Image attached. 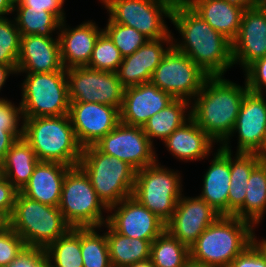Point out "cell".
<instances>
[{
	"label": "cell",
	"instance_id": "6da1fadb",
	"mask_svg": "<svg viewBox=\"0 0 266 267\" xmlns=\"http://www.w3.org/2000/svg\"><path fill=\"white\" fill-rule=\"evenodd\" d=\"M170 20L182 37V42L176 39L172 45L208 76H223L233 66L232 42L214 30L184 0L176 1Z\"/></svg>",
	"mask_w": 266,
	"mask_h": 267
},
{
	"label": "cell",
	"instance_id": "7a4b0ae2",
	"mask_svg": "<svg viewBox=\"0 0 266 267\" xmlns=\"http://www.w3.org/2000/svg\"><path fill=\"white\" fill-rule=\"evenodd\" d=\"M244 87L223 78L208 76L193 99L191 118L215 142L222 144L231 134L245 94Z\"/></svg>",
	"mask_w": 266,
	"mask_h": 267
},
{
	"label": "cell",
	"instance_id": "3957f363",
	"mask_svg": "<svg viewBox=\"0 0 266 267\" xmlns=\"http://www.w3.org/2000/svg\"><path fill=\"white\" fill-rule=\"evenodd\" d=\"M254 226L233 215H220L189 248L190 258L211 267H229L252 242Z\"/></svg>",
	"mask_w": 266,
	"mask_h": 267
},
{
	"label": "cell",
	"instance_id": "277c9868",
	"mask_svg": "<svg viewBox=\"0 0 266 267\" xmlns=\"http://www.w3.org/2000/svg\"><path fill=\"white\" fill-rule=\"evenodd\" d=\"M23 139L39 161L78 166L83 147L79 144L68 114L26 118L22 122Z\"/></svg>",
	"mask_w": 266,
	"mask_h": 267
},
{
	"label": "cell",
	"instance_id": "5b68a950",
	"mask_svg": "<svg viewBox=\"0 0 266 267\" xmlns=\"http://www.w3.org/2000/svg\"><path fill=\"white\" fill-rule=\"evenodd\" d=\"M10 227L21 236L26 247L44 249L72 228L58 207L30 199L20 191L10 216Z\"/></svg>",
	"mask_w": 266,
	"mask_h": 267
},
{
	"label": "cell",
	"instance_id": "8992f818",
	"mask_svg": "<svg viewBox=\"0 0 266 267\" xmlns=\"http://www.w3.org/2000/svg\"><path fill=\"white\" fill-rule=\"evenodd\" d=\"M78 165L88 175L98 198L107 208L132 195L136 170L125 161L91 145L83 148Z\"/></svg>",
	"mask_w": 266,
	"mask_h": 267
},
{
	"label": "cell",
	"instance_id": "52a82bcc",
	"mask_svg": "<svg viewBox=\"0 0 266 267\" xmlns=\"http://www.w3.org/2000/svg\"><path fill=\"white\" fill-rule=\"evenodd\" d=\"M58 208L72 228H101L108 220V216L102 215L103 209L108 212V208L79 165L71 167L64 177Z\"/></svg>",
	"mask_w": 266,
	"mask_h": 267
},
{
	"label": "cell",
	"instance_id": "ba28073f",
	"mask_svg": "<svg viewBox=\"0 0 266 267\" xmlns=\"http://www.w3.org/2000/svg\"><path fill=\"white\" fill-rule=\"evenodd\" d=\"M21 96L19 104L23 119L68 114L70 100L66 71L26 73Z\"/></svg>",
	"mask_w": 266,
	"mask_h": 267
},
{
	"label": "cell",
	"instance_id": "9c48e42d",
	"mask_svg": "<svg viewBox=\"0 0 266 267\" xmlns=\"http://www.w3.org/2000/svg\"><path fill=\"white\" fill-rule=\"evenodd\" d=\"M159 165L157 160L136 171L132 196L166 224L182 195V178L178 171Z\"/></svg>",
	"mask_w": 266,
	"mask_h": 267
},
{
	"label": "cell",
	"instance_id": "30bf717a",
	"mask_svg": "<svg viewBox=\"0 0 266 267\" xmlns=\"http://www.w3.org/2000/svg\"><path fill=\"white\" fill-rule=\"evenodd\" d=\"M109 18L132 27L149 40L167 37L171 31L163 17L171 19L177 0H100Z\"/></svg>",
	"mask_w": 266,
	"mask_h": 267
},
{
	"label": "cell",
	"instance_id": "8fae6325",
	"mask_svg": "<svg viewBox=\"0 0 266 267\" xmlns=\"http://www.w3.org/2000/svg\"><path fill=\"white\" fill-rule=\"evenodd\" d=\"M207 77L186 54L172 45L154 70L150 82L174 99L192 102Z\"/></svg>",
	"mask_w": 266,
	"mask_h": 267
},
{
	"label": "cell",
	"instance_id": "7c38bea8",
	"mask_svg": "<svg viewBox=\"0 0 266 267\" xmlns=\"http://www.w3.org/2000/svg\"><path fill=\"white\" fill-rule=\"evenodd\" d=\"M70 102H94L121 109L124 87L117 73L88 67L66 69Z\"/></svg>",
	"mask_w": 266,
	"mask_h": 267
},
{
	"label": "cell",
	"instance_id": "4fadbf2b",
	"mask_svg": "<svg viewBox=\"0 0 266 267\" xmlns=\"http://www.w3.org/2000/svg\"><path fill=\"white\" fill-rule=\"evenodd\" d=\"M94 146L106 155L115 156L132 166L136 171L157 161L154 145L142 127L120 122Z\"/></svg>",
	"mask_w": 266,
	"mask_h": 267
},
{
	"label": "cell",
	"instance_id": "5bb4252c",
	"mask_svg": "<svg viewBox=\"0 0 266 267\" xmlns=\"http://www.w3.org/2000/svg\"><path fill=\"white\" fill-rule=\"evenodd\" d=\"M107 223L118 233L153 242L164 230L165 223L132 195L108 208ZM114 213H113V212Z\"/></svg>",
	"mask_w": 266,
	"mask_h": 267
},
{
	"label": "cell",
	"instance_id": "9a60e30c",
	"mask_svg": "<svg viewBox=\"0 0 266 267\" xmlns=\"http://www.w3.org/2000/svg\"><path fill=\"white\" fill-rule=\"evenodd\" d=\"M68 115L83 148L97 143L120 123V109L94 102H70Z\"/></svg>",
	"mask_w": 266,
	"mask_h": 267
},
{
	"label": "cell",
	"instance_id": "2e32d148",
	"mask_svg": "<svg viewBox=\"0 0 266 267\" xmlns=\"http://www.w3.org/2000/svg\"><path fill=\"white\" fill-rule=\"evenodd\" d=\"M237 132L236 152L257 153L266 136V100L264 94L248 91L242 101L232 134L220 145L230 151V137ZM229 142V143H228Z\"/></svg>",
	"mask_w": 266,
	"mask_h": 267
},
{
	"label": "cell",
	"instance_id": "e0dca14e",
	"mask_svg": "<svg viewBox=\"0 0 266 267\" xmlns=\"http://www.w3.org/2000/svg\"><path fill=\"white\" fill-rule=\"evenodd\" d=\"M219 216L220 214L199 196L191 198L181 195L171 219L165 224V229L190 248Z\"/></svg>",
	"mask_w": 266,
	"mask_h": 267
},
{
	"label": "cell",
	"instance_id": "ac0fdd59",
	"mask_svg": "<svg viewBox=\"0 0 266 267\" xmlns=\"http://www.w3.org/2000/svg\"><path fill=\"white\" fill-rule=\"evenodd\" d=\"M232 53L233 65L241 64L244 70L266 56V5L245 9L238 35L232 41Z\"/></svg>",
	"mask_w": 266,
	"mask_h": 267
},
{
	"label": "cell",
	"instance_id": "d6986e66",
	"mask_svg": "<svg viewBox=\"0 0 266 267\" xmlns=\"http://www.w3.org/2000/svg\"><path fill=\"white\" fill-rule=\"evenodd\" d=\"M173 34L158 40H148L133 54L123 57L117 70L118 79L124 88L151 81L152 74L160 64L164 54L172 46ZM166 47L164 49L163 44Z\"/></svg>",
	"mask_w": 266,
	"mask_h": 267
},
{
	"label": "cell",
	"instance_id": "ffe728a7",
	"mask_svg": "<svg viewBox=\"0 0 266 267\" xmlns=\"http://www.w3.org/2000/svg\"><path fill=\"white\" fill-rule=\"evenodd\" d=\"M174 98L151 82L124 89L120 122L143 127L155 113L164 109Z\"/></svg>",
	"mask_w": 266,
	"mask_h": 267
},
{
	"label": "cell",
	"instance_id": "44dd1931",
	"mask_svg": "<svg viewBox=\"0 0 266 267\" xmlns=\"http://www.w3.org/2000/svg\"><path fill=\"white\" fill-rule=\"evenodd\" d=\"M66 71L61 61L59 38L41 35L21 37L17 73Z\"/></svg>",
	"mask_w": 266,
	"mask_h": 267
},
{
	"label": "cell",
	"instance_id": "7402d4cb",
	"mask_svg": "<svg viewBox=\"0 0 266 267\" xmlns=\"http://www.w3.org/2000/svg\"><path fill=\"white\" fill-rule=\"evenodd\" d=\"M65 21L61 22L58 33L63 67H85L89 64L96 41L103 29L98 28L92 20L75 28H67Z\"/></svg>",
	"mask_w": 266,
	"mask_h": 267
},
{
	"label": "cell",
	"instance_id": "603a6c76",
	"mask_svg": "<svg viewBox=\"0 0 266 267\" xmlns=\"http://www.w3.org/2000/svg\"><path fill=\"white\" fill-rule=\"evenodd\" d=\"M70 168L59 162L39 161L20 192L40 203L58 207L64 177Z\"/></svg>",
	"mask_w": 266,
	"mask_h": 267
},
{
	"label": "cell",
	"instance_id": "cb8c5ba5",
	"mask_svg": "<svg viewBox=\"0 0 266 267\" xmlns=\"http://www.w3.org/2000/svg\"><path fill=\"white\" fill-rule=\"evenodd\" d=\"M211 165L203 176V190L199 195L220 215H228L230 187V151L221 147L214 153Z\"/></svg>",
	"mask_w": 266,
	"mask_h": 267
},
{
	"label": "cell",
	"instance_id": "d4e9b609",
	"mask_svg": "<svg viewBox=\"0 0 266 267\" xmlns=\"http://www.w3.org/2000/svg\"><path fill=\"white\" fill-rule=\"evenodd\" d=\"M214 30L231 42L237 37L245 8L229 0H184Z\"/></svg>",
	"mask_w": 266,
	"mask_h": 267
},
{
	"label": "cell",
	"instance_id": "484cf974",
	"mask_svg": "<svg viewBox=\"0 0 266 267\" xmlns=\"http://www.w3.org/2000/svg\"><path fill=\"white\" fill-rule=\"evenodd\" d=\"M213 142L215 143L192 118L163 141L174 157L186 162L208 157L212 152Z\"/></svg>",
	"mask_w": 266,
	"mask_h": 267
},
{
	"label": "cell",
	"instance_id": "4316f807",
	"mask_svg": "<svg viewBox=\"0 0 266 267\" xmlns=\"http://www.w3.org/2000/svg\"><path fill=\"white\" fill-rule=\"evenodd\" d=\"M39 160L31 146L19 138L1 162V172L13 186L21 191L28 183Z\"/></svg>",
	"mask_w": 266,
	"mask_h": 267
},
{
	"label": "cell",
	"instance_id": "83f0119b",
	"mask_svg": "<svg viewBox=\"0 0 266 267\" xmlns=\"http://www.w3.org/2000/svg\"><path fill=\"white\" fill-rule=\"evenodd\" d=\"M104 226L108 230L106 238L112 267H126L150 258L151 241L124 236L116 232L107 222Z\"/></svg>",
	"mask_w": 266,
	"mask_h": 267
},
{
	"label": "cell",
	"instance_id": "f1b7e54d",
	"mask_svg": "<svg viewBox=\"0 0 266 267\" xmlns=\"http://www.w3.org/2000/svg\"><path fill=\"white\" fill-rule=\"evenodd\" d=\"M266 212V161L261 160L251 172L243 205L233 214L251 223L259 224Z\"/></svg>",
	"mask_w": 266,
	"mask_h": 267
},
{
	"label": "cell",
	"instance_id": "f546056e",
	"mask_svg": "<svg viewBox=\"0 0 266 267\" xmlns=\"http://www.w3.org/2000/svg\"><path fill=\"white\" fill-rule=\"evenodd\" d=\"M190 107L191 102L188 100L174 99L164 109L150 117L142 127L150 142L153 144L154 138L164 141L174 130L187 122L191 118Z\"/></svg>",
	"mask_w": 266,
	"mask_h": 267
},
{
	"label": "cell",
	"instance_id": "4dcf8cb0",
	"mask_svg": "<svg viewBox=\"0 0 266 267\" xmlns=\"http://www.w3.org/2000/svg\"><path fill=\"white\" fill-rule=\"evenodd\" d=\"M232 159L230 152V189L228 192V215H233L244 203L248 179L253 168L261 161L256 153L237 152Z\"/></svg>",
	"mask_w": 266,
	"mask_h": 267
},
{
	"label": "cell",
	"instance_id": "1f68e13d",
	"mask_svg": "<svg viewBox=\"0 0 266 267\" xmlns=\"http://www.w3.org/2000/svg\"><path fill=\"white\" fill-rule=\"evenodd\" d=\"M46 261L52 267H83L81 228H71L45 248Z\"/></svg>",
	"mask_w": 266,
	"mask_h": 267
},
{
	"label": "cell",
	"instance_id": "d6a6232c",
	"mask_svg": "<svg viewBox=\"0 0 266 267\" xmlns=\"http://www.w3.org/2000/svg\"><path fill=\"white\" fill-rule=\"evenodd\" d=\"M14 21L22 36L41 35L52 37L59 30L61 21L51 12L33 7H14Z\"/></svg>",
	"mask_w": 266,
	"mask_h": 267
},
{
	"label": "cell",
	"instance_id": "836d02e7",
	"mask_svg": "<svg viewBox=\"0 0 266 267\" xmlns=\"http://www.w3.org/2000/svg\"><path fill=\"white\" fill-rule=\"evenodd\" d=\"M189 248L166 229L151 243L150 259L155 267H184Z\"/></svg>",
	"mask_w": 266,
	"mask_h": 267
},
{
	"label": "cell",
	"instance_id": "e575fe53",
	"mask_svg": "<svg viewBox=\"0 0 266 267\" xmlns=\"http://www.w3.org/2000/svg\"><path fill=\"white\" fill-rule=\"evenodd\" d=\"M97 227L81 228L83 267H112L106 232L98 234Z\"/></svg>",
	"mask_w": 266,
	"mask_h": 267
},
{
	"label": "cell",
	"instance_id": "d590c367",
	"mask_svg": "<svg viewBox=\"0 0 266 267\" xmlns=\"http://www.w3.org/2000/svg\"><path fill=\"white\" fill-rule=\"evenodd\" d=\"M123 61L120 50L114 45L109 36L102 31L92 52L88 68L100 71L117 72Z\"/></svg>",
	"mask_w": 266,
	"mask_h": 267
},
{
	"label": "cell",
	"instance_id": "8d00e7d4",
	"mask_svg": "<svg viewBox=\"0 0 266 267\" xmlns=\"http://www.w3.org/2000/svg\"><path fill=\"white\" fill-rule=\"evenodd\" d=\"M103 31L109 36L123 57L133 54L149 39L136 29L113 22L108 18Z\"/></svg>",
	"mask_w": 266,
	"mask_h": 267
},
{
	"label": "cell",
	"instance_id": "74e56055",
	"mask_svg": "<svg viewBox=\"0 0 266 267\" xmlns=\"http://www.w3.org/2000/svg\"><path fill=\"white\" fill-rule=\"evenodd\" d=\"M21 37L14 20L0 18V64L17 65Z\"/></svg>",
	"mask_w": 266,
	"mask_h": 267
},
{
	"label": "cell",
	"instance_id": "f35d334b",
	"mask_svg": "<svg viewBox=\"0 0 266 267\" xmlns=\"http://www.w3.org/2000/svg\"><path fill=\"white\" fill-rule=\"evenodd\" d=\"M25 247L24 240L11 227L0 233V267L10 265Z\"/></svg>",
	"mask_w": 266,
	"mask_h": 267
},
{
	"label": "cell",
	"instance_id": "ab89813d",
	"mask_svg": "<svg viewBox=\"0 0 266 267\" xmlns=\"http://www.w3.org/2000/svg\"><path fill=\"white\" fill-rule=\"evenodd\" d=\"M21 120H24L21 106L16 107L8 99L0 97V127L9 133H23V125H19Z\"/></svg>",
	"mask_w": 266,
	"mask_h": 267
},
{
	"label": "cell",
	"instance_id": "60d3db41",
	"mask_svg": "<svg viewBox=\"0 0 266 267\" xmlns=\"http://www.w3.org/2000/svg\"><path fill=\"white\" fill-rule=\"evenodd\" d=\"M244 71L249 91L264 94L262 89L266 87V56L254 61Z\"/></svg>",
	"mask_w": 266,
	"mask_h": 267
},
{
	"label": "cell",
	"instance_id": "b9f144b4",
	"mask_svg": "<svg viewBox=\"0 0 266 267\" xmlns=\"http://www.w3.org/2000/svg\"><path fill=\"white\" fill-rule=\"evenodd\" d=\"M46 252L44 248L25 247L23 251L6 267H45Z\"/></svg>",
	"mask_w": 266,
	"mask_h": 267
},
{
	"label": "cell",
	"instance_id": "7bdbcfd3",
	"mask_svg": "<svg viewBox=\"0 0 266 267\" xmlns=\"http://www.w3.org/2000/svg\"><path fill=\"white\" fill-rule=\"evenodd\" d=\"M229 267H266V258L252 242L242 253L235 257Z\"/></svg>",
	"mask_w": 266,
	"mask_h": 267
},
{
	"label": "cell",
	"instance_id": "ee69618b",
	"mask_svg": "<svg viewBox=\"0 0 266 267\" xmlns=\"http://www.w3.org/2000/svg\"><path fill=\"white\" fill-rule=\"evenodd\" d=\"M65 0H16L14 7H33L37 9H44L48 12L53 13L61 22L66 17L64 13Z\"/></svg>",
	"mask_w": 266,
	"mask_h": 267
},
{
	"label": "cell",
	"instance_id": "f6af8a7d",
	"mask_svg": "<svg viewBox=\"0 0 266 267\" xmlns=\"http://www.w3.org/2000/svg\"><path fill=\"white\" fill-rule=\"evenodd\" d=\"M19 191L4 176H0V209L12 215L17 193Z\"/></svg>",
	"mask_w": 266,
	"mask_h": 267
},
{
	"label": "cell",
	"instance_id": "bcb514c9",
	"mask_svg": "<svg viewBox=\"0 0 266 267\" xmlns=\"http://www.w3.org/2000/svg\"><path fill=\"white\" fill-rule=\"evenodd\" d=\"M23 137V133H9L0 127V163L6 156L10 147L19 139Z\"/></svg>",
	"mask_w": 266,
	"mask_h": 267
},
{
	"label": "cell",
	"instance_id": "7dc6e473",
	"mask_svg": "<svg viewBox=\"0 0 266 267\" xmlns=\"http://www.w3.org/2000/svg\"><path fill=\"white\" fill-rule=\"evenodd\" d=\"M10 74H18L17 65L0 64V90L2 89V86L5 84Z\"/></svg>",
	"mask_w": 266,
	"mask_h": 267
},
{
	"label": "cell",
	"instance_id": "c3c4849f",
	"mask_svg": "<svg viewBox=\"0 0 266 267\" xmlns=\"http://www.w3.org/2000/svg\"><path fill=\"white\" fill-rule=\"evenodd\" d=\"M230 2L239 4L245 9L258 8L266 5V0H229Z\"/></svg>",
	"mask_w": 266,
	"mask_h": 267
},
{
	"label": "cell",
	"instance_id": "681fc988",
	"mask_svg": "<svg viewBox=\"0 0 266 267\" xmlns=\"http://www.w3.org/2000/svg\"><path fill=\"white\" fill-rule=\"evenodd\" d=\"M14 3L13 0H0V18L13 13Z\"/></svg>",
	"mask_w": 266,
	"mask_h": 267
},
{
	"label": "cell",
	"instance_id": "f907efd6",
	"mask_svg": "<svg viewBox=\"0 0 266 267\" xmlns=\"http://www.w3.org/2000/svg\"><path fill=\"white\" fill-rule=\"evenodd\" d=\"M10 228V216L0 209V233Z\"/></svg>",
	"mask_w": 266,
	"mask_h": 267
},
{
	"label": "cell",
	"instance_id": "816d5d0a",
	"mask_svg": "<svg viewBox=\"0 0 266 267\" xmlns=\"http://www.w3.org/2000/svg\"><path fill=\"white\" fill-rule=\"evenodd\" d=\"M256 234L254 233L253 235V243L261 250V252L263 253V255L266 258V239H262V240H257Z\"/></svg>",
	"mask_w": 266,
	"mask_h": 267
},
{
	"label": "cell",
	"instance_id": "f5cc1de1",
	"mask_svg": "<svg viewBox=\"0 0 266 267\" xmlns=\"http://www.w3.org/2000/svg\"><path fill=\"white\" fill-rule=\"evenodd\" d=\"M126 267H155L154 264L152 263L151 259H147L144 261L136 262L132 265L126 266Z\"/></svg>",
	"mask_w": 266,
	"mask_h": 267
},
{
	"label": "cell",
	"instance_id": "db71d44e",
	"mask_svg": "<svg viewBox=\"0 0 266 267\" xmlns=\"http://www.w3.org/2000/svg\"><path fill=\"white\" fill-rule=\"evenodd\" d=\"M184 267H211L204 263L194 261L193 259L189 258L186 262Z\"/></svg>",
	"mask_w": 266,
	"mask_h": 267
},
{
	"label": "cell",
	"instance_id": "11a10c76",
	"mask_svg": "<svg viewBox=\"0 0 266 267\" xmlns=\"http://www.w3.org/2000/svg\"><path fill=\"white\" fill-rule=\"evenodd\" d=\"M261 160L266 161V136L261 149L256 153Z\"/></svg>",
	"mask_w": 266,
	"mask_h": 267
},
{
	"label": "cell",
	"instance_id": "9f6ffc18",
	"mask_svg": "<svg viewBox=\"0 0 266 267\" xmlns=\"http://www.w3.org/2000/svg\"><path fill=\"white\" fill-rule=\"evenodd\" d=\"M45 267H52V266L46 261Z\"/></svg>",
	"mask_w": 266,
	"mask_h": 267
},
{
	"label": "cell",
	"instance_id": "6f0895ef",
	"mask_svg": "<svg viewBox=\"0 0 266 267\" xmlns=\"http://www.w3.org/2000/svg\"><path fill=\"white\" fill-rule=\"evenodd\" d=\"M2 175V172H1V163H0V176Z\"/></svg>",
	"mask_w": 266,
	"mask_h": 267
}]
</instances>
